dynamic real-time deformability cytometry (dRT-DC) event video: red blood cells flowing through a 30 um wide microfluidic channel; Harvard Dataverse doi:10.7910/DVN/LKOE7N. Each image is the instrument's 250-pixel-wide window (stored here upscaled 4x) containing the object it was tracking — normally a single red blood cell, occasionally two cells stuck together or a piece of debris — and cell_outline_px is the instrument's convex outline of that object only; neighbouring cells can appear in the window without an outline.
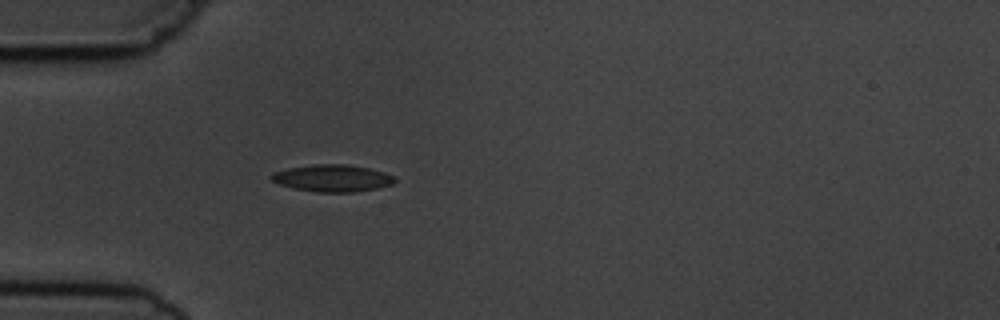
{"species": "common noctule bat (a hibernating species)", "species_latin": "Nyctalus noctula", "temperature_condition": "cold", "stored_images_in_passage": 3, "camera_frame_rate_fps": 3000, "um_per_image_px": 0.085, "animal": {"sex": "male", "body_mass_g": 19.5, "forearm_length_mm": 54.6}, "frame": {"image": 1, "passage_image": 3, "time_ms": 2.333, "image_size_px": [1000, 320], "cell_outline_px": [[396, 180], [392, 184], [376, 188], [352, 192], [316, 192], [292, 188], [280, 184], [272, 180], [268, 176], [276, 172], [288, 168], [312, 164], [348, 164], [368, 168], [384, 172], [396, 176]], "centroid_in_image_um": [28.26, 15.14], "position_along_channel_um": 56.7, "area_um2": 19.42}}